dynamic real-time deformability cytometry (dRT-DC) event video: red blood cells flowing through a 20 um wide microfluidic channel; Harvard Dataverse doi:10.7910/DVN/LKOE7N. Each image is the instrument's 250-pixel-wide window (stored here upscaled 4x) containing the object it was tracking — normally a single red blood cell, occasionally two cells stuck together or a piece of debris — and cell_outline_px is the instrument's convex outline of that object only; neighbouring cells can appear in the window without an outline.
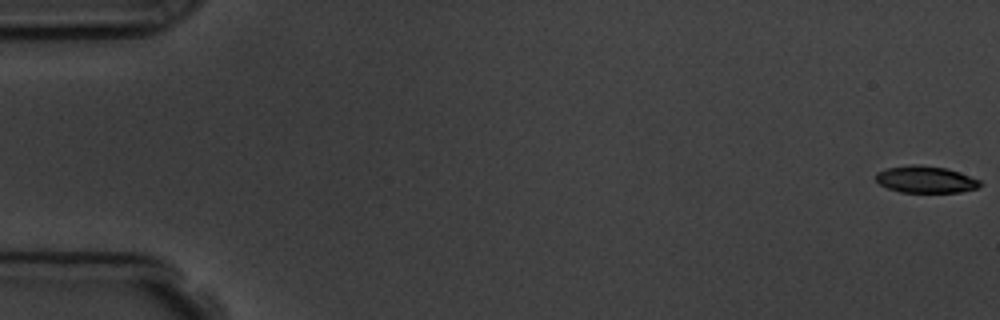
{"species": "common noctule bat (a hibernating species)", "species_latin": "Nyctalus noctula", "temperature_condition": "room temperature", "stored_images_in_passage": 5, "camera_frame_rate_fps": 3000, "um_per_image_px": 0.085, "animal": {"sex": "male", "body_mass_g": 19.5, "forearm_length_mm": 54.6}, "frame": {"image": 1, "passage_image": 1, "time_ms": 0.0, "image_size_px": [1000, 320], "cell_outline_px": [[980, 184], [976, 188], [960, 192], [900, 192], [888, 188], [880, 184], [876, 180], [876, 172], [888, 168], [912, 164], [948, 168], [960, 172], [980, 180]], "centroid_in_image_um": [78.67, 15.25], "position_along_channel_um": 6.3, "area_um2": 16.18}}
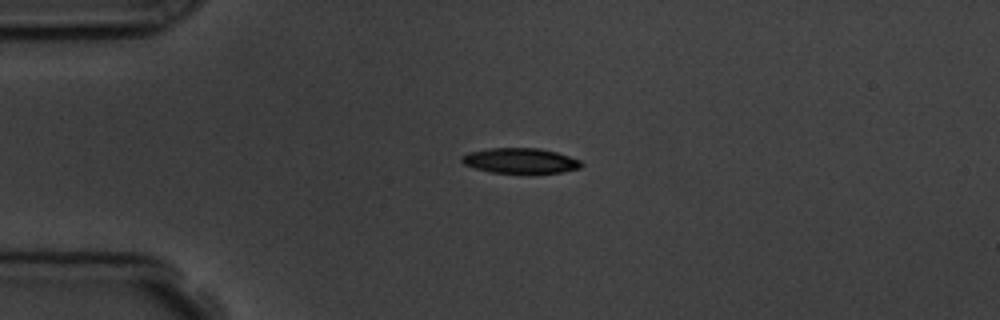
{"frame": {"image": 2, "passage_image": 4, "time_ms": 4.333, "image_size_px": [1000, 320], "cell_outline_px": [[584, 164], [580, 168], [560, 172], [492, 172], [476, 168], [464, 164], [460, 160], [460, 156], [468, 152], [488, 148], [536, 148], [556, 152], [580, 160]], "centroid_in_image_um": [44.19, 13.64], "position_along_channel_um": 40.8, "area_um2": 17.28}}
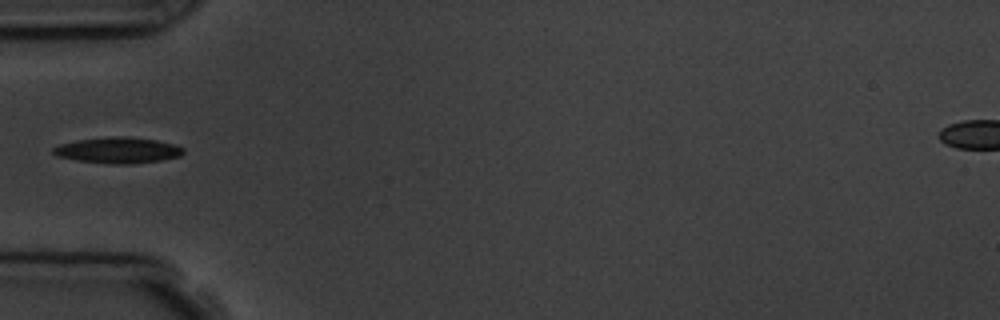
{"frame": {"image": 3, "passage_image": 5, "time_ms": 6.0, "image_size_px": [1000, 320], "cell_outline_px": [[184, 152], [180, 156], [160, 160], [132, 164], [112, 164], [76, 160], [56, 156], [52, 152], [52, 148], [60, 144], [76, 140], [116, 136], [124, 136], [156, 140], [176, 144], [184, 148]], "centroid_in_image_um": [10.03, 12.77], "position_along_channel_um": 75.0, "area_um2": 19.71}}